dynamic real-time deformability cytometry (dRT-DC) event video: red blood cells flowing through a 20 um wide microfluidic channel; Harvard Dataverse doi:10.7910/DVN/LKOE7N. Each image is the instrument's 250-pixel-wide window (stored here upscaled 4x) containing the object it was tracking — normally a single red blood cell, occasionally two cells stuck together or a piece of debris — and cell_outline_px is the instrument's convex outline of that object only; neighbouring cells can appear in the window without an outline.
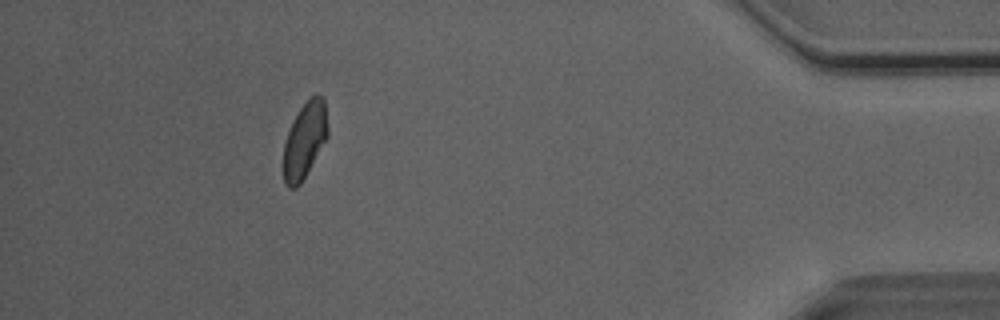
{"species": "Egyptian fruit bat (a non-hibernating species)", "species_latin": "Rousettus aegyptiacus", "temperature_condition": "room temperature", "stored_images_in_passage": 32, "camera_frame_rate_fps": 3000, "um_per_image_px": 0.085, "animal": {"sex": "male"}, "frame": {"image": 1, "passage_image": 31, "time_ms": 10.0, "image_size_px": [1000, 320], "cell_outline_px": [[328, 136], [300, 184], [296, 188], [288, 188], [284, 184], [284, 144], [292, 120], [300, 108], [316, 92], [324, 96], [328, 128]], "centroid_in_image_um": [25.91, 11.89], "position_along_channel_um": 409.3, "area_um2": 19.54}}